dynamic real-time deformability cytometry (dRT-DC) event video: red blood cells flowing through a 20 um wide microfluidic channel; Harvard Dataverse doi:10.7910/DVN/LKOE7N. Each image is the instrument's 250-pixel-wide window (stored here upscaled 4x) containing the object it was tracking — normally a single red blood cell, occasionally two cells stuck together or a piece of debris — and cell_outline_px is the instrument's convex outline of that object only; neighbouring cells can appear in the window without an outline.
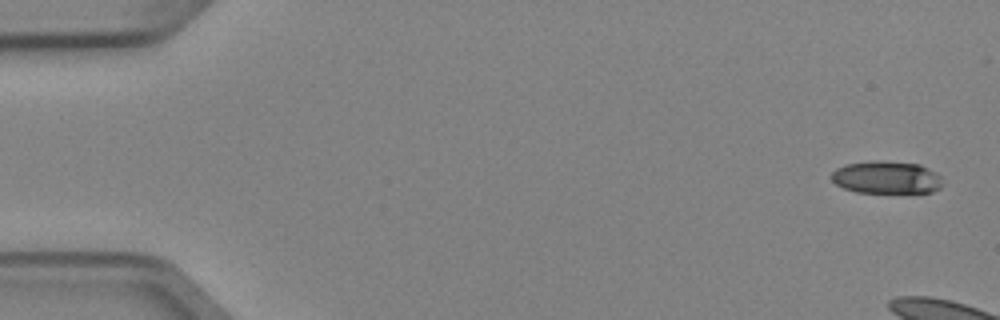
{"species": "Egyptian fruit bat (a non-hibernating species)", "species_latin": "Rousettus aegyptiacus", "temperature_condition": "cold", "stored_images_in_passage": 5, "camera_frame_rate_fps": 3000, "um_per_image_px": 0.085, "animal": {"sex": "female"}, "frame": {"image": 1, "passage_image": 1, "time_ms": 0.0, "image_size_px": [1000, 320], "cell_outline_px": [[944, 184], [940, 188], [932, 192], [856, 192], [844, 188], [836, 184], [832, 180], [832, 172], [836, 168], [848, 164], [920, 164], [936, 172], [940, 176]], "centroid_in_image_um": [75.41, 15.14], "position_along_channel_um": 9.6, "area_um2": 20.0}}